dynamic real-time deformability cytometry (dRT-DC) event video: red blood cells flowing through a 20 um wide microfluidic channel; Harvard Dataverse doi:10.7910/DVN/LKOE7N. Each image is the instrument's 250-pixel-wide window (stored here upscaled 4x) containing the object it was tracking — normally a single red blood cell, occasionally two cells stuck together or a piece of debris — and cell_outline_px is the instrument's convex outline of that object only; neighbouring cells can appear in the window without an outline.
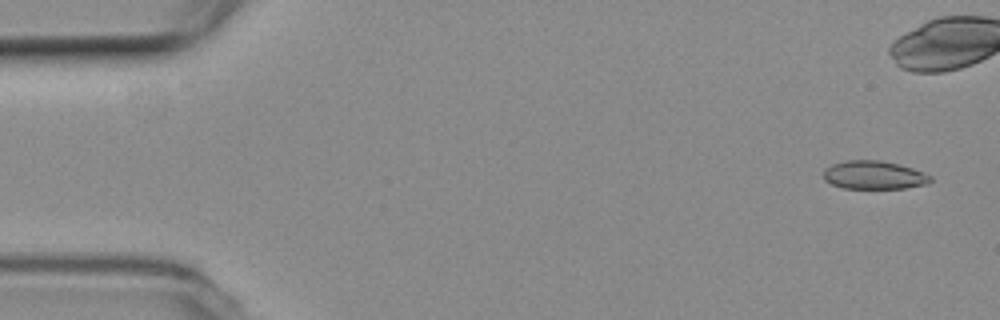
{"species": "common noctule bat (a hibernating species)", "species_latin": "Nyctalus noctula", "temperature_condition": "room temperature", "stored_images_in_passage": 6, "camera_frame_rate_fps": 3000, "um_per_image_px": 0.085, "animal": {"sex": "female", "body_mass_g": 19.3, "forearm_length_mm": 54.1}, "frame": {"image": 1, "passage_image": 1, "time_ms": 0.0, "image_size_px": [1000, 320], "cell_outline_px": [[932, 180], [928, 184], [904, 188], [844, 188], [832, 184], [824, 180], [824, 168], [832, 164], [844, 160], [880, 160], [912, 168], [932, 176]], "centroid_in_image_um": [74.27, 14.88], "position_along_channel_um": 10.7, "area_um2": 17.63}}